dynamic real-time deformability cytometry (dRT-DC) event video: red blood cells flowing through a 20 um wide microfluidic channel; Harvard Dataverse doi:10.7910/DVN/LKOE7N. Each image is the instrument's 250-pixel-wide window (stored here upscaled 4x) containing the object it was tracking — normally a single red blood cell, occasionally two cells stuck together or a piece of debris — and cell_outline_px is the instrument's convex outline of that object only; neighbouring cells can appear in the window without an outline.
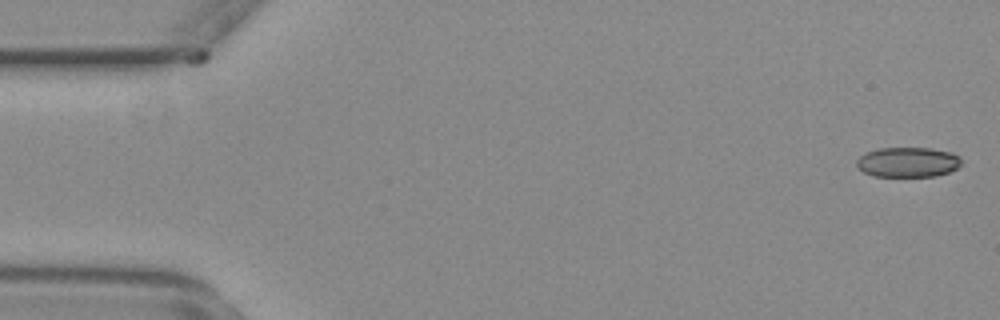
{"species": "common noctule bat (a hibernating species)", "species_latin": "Nyctalus noctula", "temperature_condition": "warm", "stored_images_in_passage": 55, "camera_frame_rate_fps": 3000, "um_per_image_px": 0.085, "animal": {"sex": "female", "body_mass_g": 29.2, "forearm_length_mm": 56.3}, "frame": {"image": 1, "passage_image": 1, "time_ms": 0.0, "image_size_px": [1000, 320], "cell_outline_px": [[960, 164], [956, 168], [948, 172], [936, 176], [872, 176], [864, 172], [856, 164], [856, 160], [860, 156], [868, 152], [880, 148], [932, 148], [952, 152], [960, 156]], "centroid_in_image_um": [77.18, 13.78], "position_along_channel_um": 7.8, "area_um2": 18.21}}
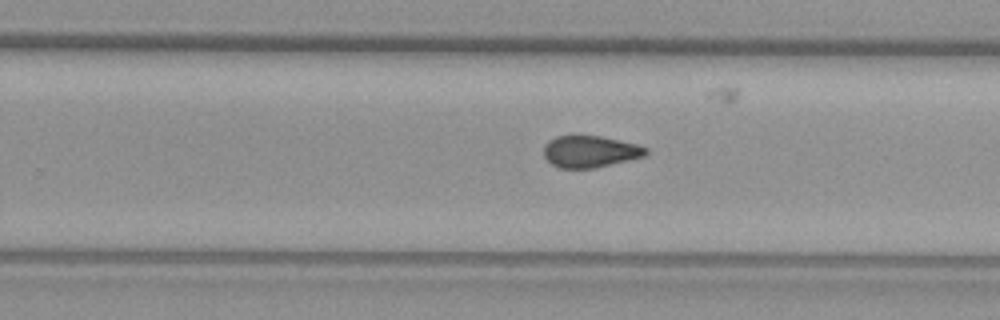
{"frame": {"image": 2, "passage_image": 34, "time_ms": 11.0, "image_size_px": [1000, 320], "cell_outline_px": [[648, 152], [644, 156], [628, 160], [592, 168], [560, 168], [552, 164], [544, 156], [544, 144], [548, 140], [556, 136], [572, 132], [600, 136], [636, 144], [648, 148]], "centroid_in_image_um": [50.09, 12.83], "position_along_channel_um": 279.7, "area_um2": 19.31}}
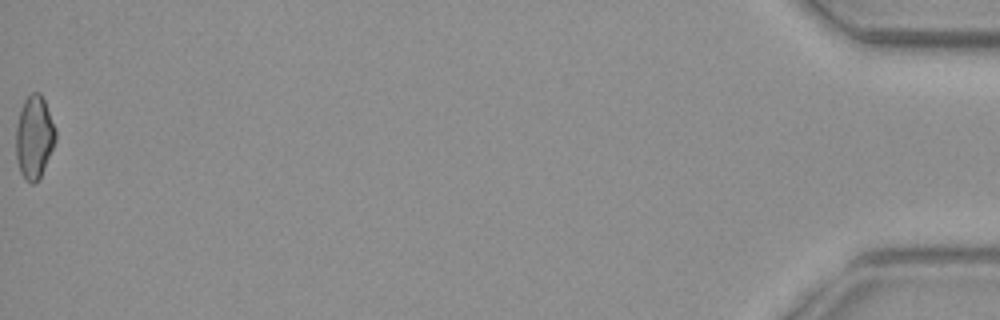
{"frame": {"image": 3, "passage_image": 55, "time_ms": 18.0, "image_size_px": [1000, 320], "cell_outline_px": [[56, 140], [44, 168], [40, 176], [32, 184], [24, 180], [20, 172], [16, 160], [16, 124], [20, 108], [24, 100], [32, 92], [40, 92], [44, 100], [56, 128]], "centroid_in_image_um": [2.89, 11.64], "position_along_channel_um": 432.3, "area_um2": 19.25}, "authors_computed_cell_mechanics": {"area_um2": 19.4786, "velocity_mm_per_s": 3.7497, "shape_relaxation_time_tau1_ms": null, "shape_relaxation_time_tau2_ms": 1.9898, "deformation_change_tau1": null, "deformation_change_tau2": 0.0753}}